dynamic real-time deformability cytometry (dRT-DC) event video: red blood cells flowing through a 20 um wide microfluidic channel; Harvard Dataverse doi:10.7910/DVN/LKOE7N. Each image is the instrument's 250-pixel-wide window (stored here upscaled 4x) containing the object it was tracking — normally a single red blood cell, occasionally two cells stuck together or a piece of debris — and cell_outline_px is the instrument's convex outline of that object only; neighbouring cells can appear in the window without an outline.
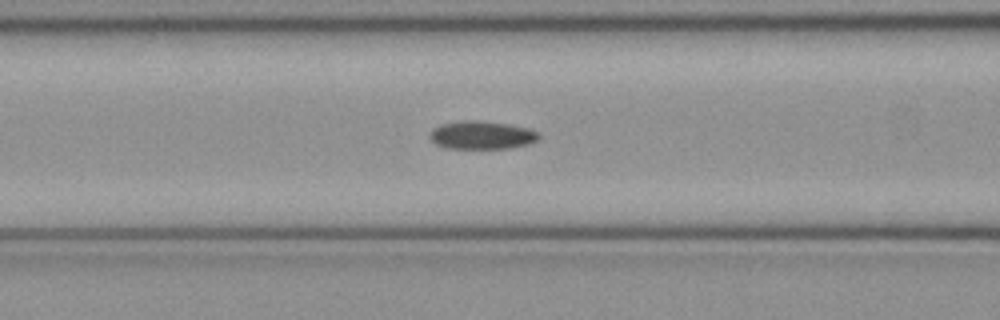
{"species": "common noctule bat (a hibernating species)", "species_latin": "Nyctalus noctula", "temperature_condition": "cold", "stored_images_in_passage": 49, "camera_frame_rate_fps": 3000, "um_per_image_px": 0.085, "animal": {"sex": "female", "body_mass_g": 21.9}, "frame": {"image": 1, "passage_image": 21, "time_ms": 6.667, "image_size_px": [1000, 320], "cell_outline_px": [[540, 136], [536, 140], [528, 144], [512, 148], [444, 148], [436, 144], [428, 136], [428, 132], [432, 128], [440, 124], [464, 120], [476, 120], [508, 124], [528, 128], [536, 132]], "centroid_in_image_um": [40.89, 11.48], "position_along_channel_um": 125.7, "area_um2": 17.92}}
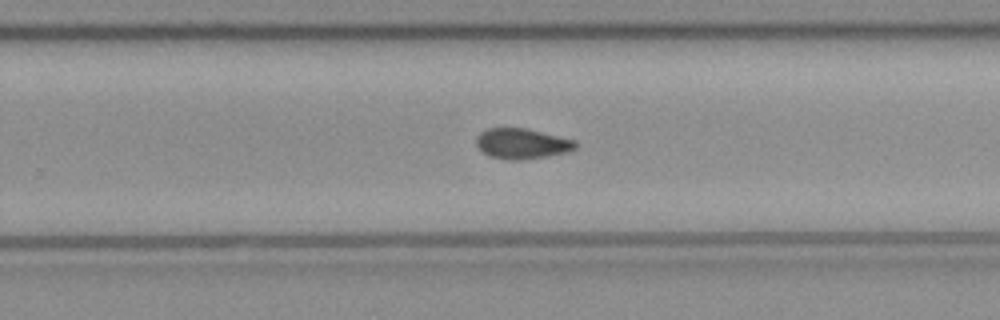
{"frame": {"image": 2, "passage_image": 33, "time_ms": 10.667, "image_size_px": [1000, 320], "cell_outline_px": [[576, 148], [568, 152], [548, 156], [520, 160], [508, 160], [488, 156], [476, 144], [476, 136], [480, 132], [488, 128], [524, 128], [576, 140]], "centroid_in_image_um": [44.36, 12.21], "position_along_channel_um": 285.4, "area_um2": 17.57}}
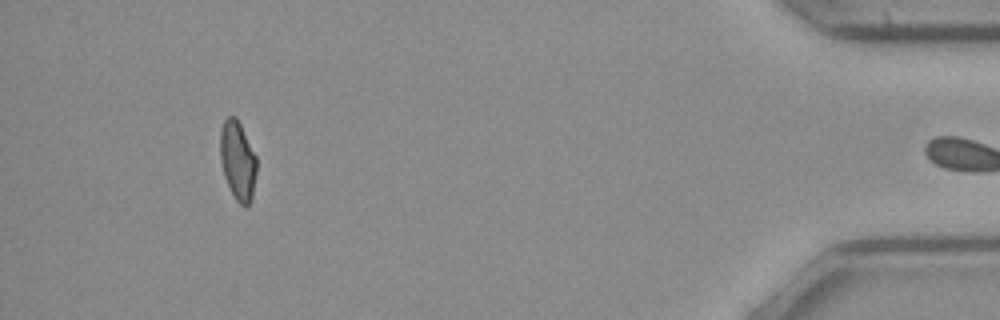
{"frame": {"image": 3, "passage_image": 48, "time_ms": 15.667, "image_size_px": [1000, 320], "cell_outline_px": [[256, 172], [252, 200], [244, 208], [236, 200], [224, 176], [220, 160], [220, 128], [224, 120], [228, 116], [236, 116], [256, 156]], "centroid_in_image_um": [20.2, 13.64], "position_along_channel_um": 415.0, "area_um2": 16.76}}